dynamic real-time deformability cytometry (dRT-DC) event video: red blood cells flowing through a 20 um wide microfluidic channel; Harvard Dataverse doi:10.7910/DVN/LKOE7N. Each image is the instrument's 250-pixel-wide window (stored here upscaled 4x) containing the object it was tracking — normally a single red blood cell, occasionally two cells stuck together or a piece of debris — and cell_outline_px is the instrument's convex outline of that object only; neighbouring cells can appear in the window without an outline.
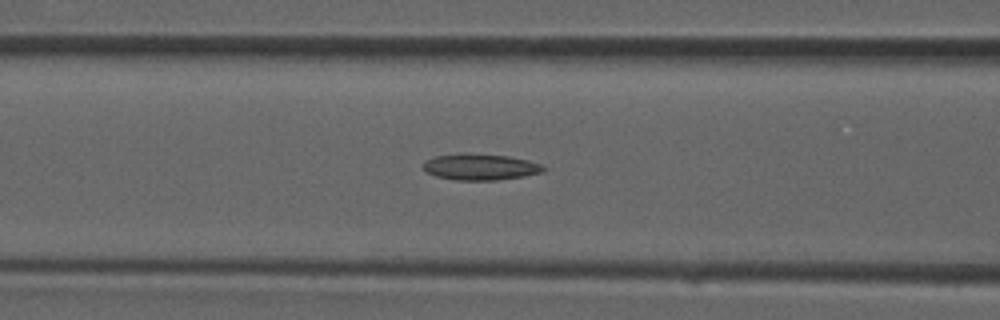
{"species": "common noctule bat (a hibernating species)", "species_latin": "Nyctalus noctula", "temperature_condition": "room temperature", "stored_images_in_passage": 31, "camera_frame_rate_fps": 3000, "um_per_image_px": 0.085, "animal": {"sex": "male", "forearm_length_mm": 52.5}, "frame": {"image": 1, "passage_image": 13, "time_ms": 4.0, "image_size_px": [1000, 320], "cell_outline_px": [[548, 168], [544, 172], [524, 176], [496, 180], [456, 180], [436, 176], [428, 172], [424, 168], [424, 160], [436, 156], [460, 152], [468, 152], [508, 156], [528, 160], [540, 164]], "centroid_in_image_um": [40.85, 14.17], "position_along_channel_um": 125.8, "area_um2": 18.61}}
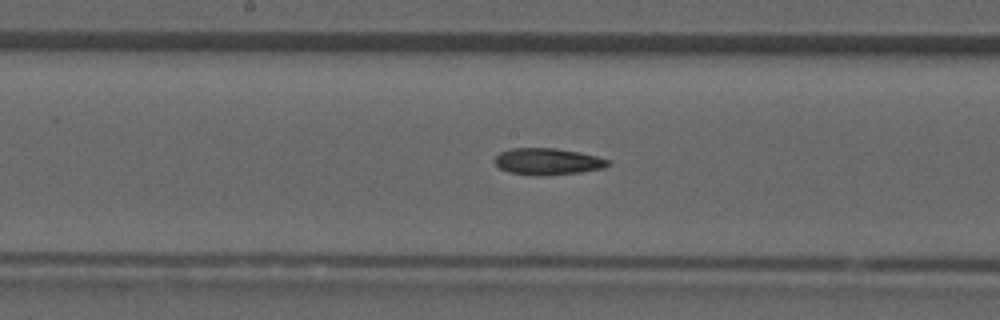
{"frame": {"image": 2, "passage_image": 17, "time_ms": 5.333, "image_size_px": [1000, 320], "cell_outline_px": [[612, 164], [604, 168], [580, 172], [544, 176], [536, 176], [508, 172], [500, 168], [492, 160], [500, 152], [512, 148], [556, 148], [580, 152], [612, 160]], "centroid_in_image_um": [46.57, 13.73], "position_along_channel_um": 201.6, "area_um2": 17.86}}
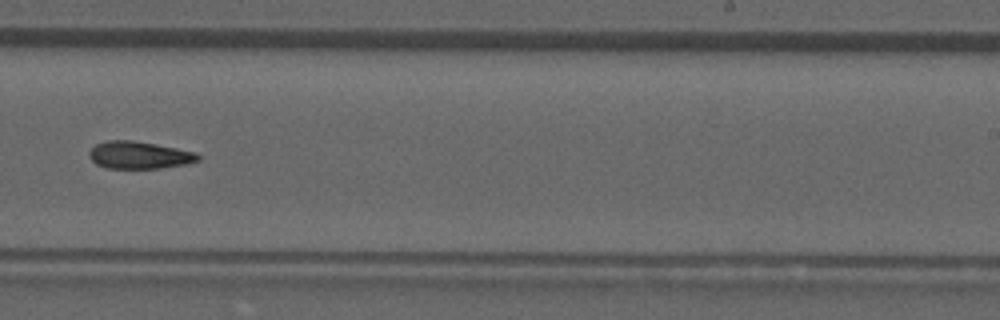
{"frame": {"image": 3, "passage_image": 21, "time_ms": 6.667, "image_size_px": [1000, 320], "cell_outline_px": [[200, 160], [184, 164], [160, 168], [108, 168], [96, 164], [88, 156], [88, 152], [96, 144], [108, 140], [132, 140], [156, 144], [196, 152], [200, 156]], "centroid_in_image_um": [11.82, 13.18], "position_along_channel_um": 277.2, "area_um2": 17.28}}